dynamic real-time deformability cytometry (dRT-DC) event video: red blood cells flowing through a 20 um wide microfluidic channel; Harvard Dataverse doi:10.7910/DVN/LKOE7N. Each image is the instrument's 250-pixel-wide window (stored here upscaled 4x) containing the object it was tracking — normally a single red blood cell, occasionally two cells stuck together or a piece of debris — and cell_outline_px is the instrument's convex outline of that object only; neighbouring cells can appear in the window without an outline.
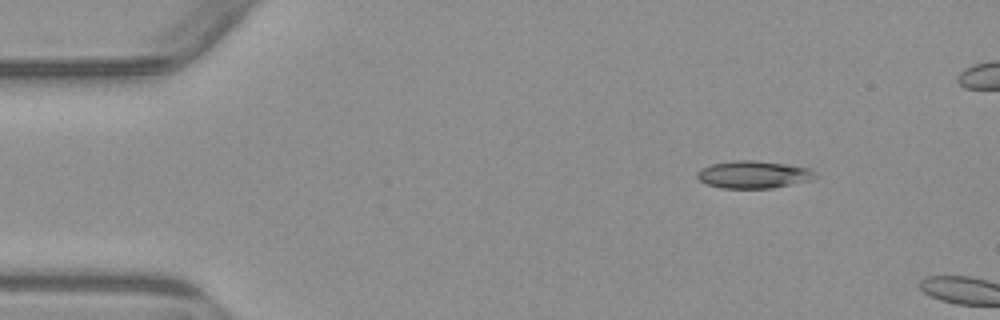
{"species": "common noctule bat (a hibernating species)", "species_latin": "Nyctalus noctula", "temperature_condition": "warm", "stored_images_in_passage": 2, "camera_frame_rate_fps": 3000, "um_per_image_px": 0.085, "animal": {"sex": "male", "body_mass_g": 23.1, "forearm_length_mm": 52.7}, "frame": {"image": 1, "passage_image": 1, "time_ms": 0.0, "image_size_px": [1000, 320], "cell_outline_px": [[820, 176], [812, 180], [772, 188], [720, 188], [708, 184], [700, 180], [696, 176], [696, 172], [700, 168], [712, 164], [732, 160], [756, 160], [788, 164], [808, 168]], "centroid_in_image_um": [64.06, 14.83], "position_along_channel_um": 20.9, "area_um2": 19.07}}